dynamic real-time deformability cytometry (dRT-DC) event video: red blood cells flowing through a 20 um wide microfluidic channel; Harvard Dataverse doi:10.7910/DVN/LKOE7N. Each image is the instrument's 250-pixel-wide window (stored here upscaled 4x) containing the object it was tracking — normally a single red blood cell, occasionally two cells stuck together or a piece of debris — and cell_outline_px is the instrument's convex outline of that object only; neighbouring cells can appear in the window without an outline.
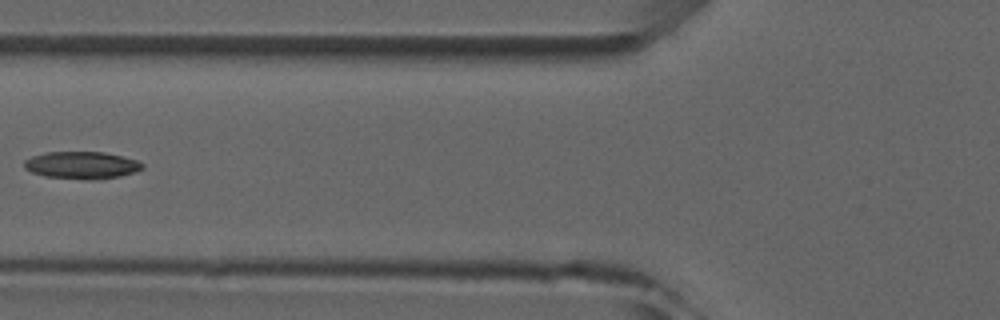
{"species": "common noctule bat (a hibernating species)", "species_latin": "Nyctalus noctula", "temperature_condition": "room temperature", "stored_images_in_passage": 4, "camera_frame_rate_fps": 3000, "um_per_image_px": 0.085, "animal": {"sex": "male", "forearm_length_mm": 52.5}, "frame": {"image": 1, "passage_image": 3, "time_ms": 2.333, "image_size_px": [1000, 320], "cell_outline_px": [[144, 168], [136, 172], [120, 176], [96, 180], [88, 180], [44, 176], [32, 172], [24, 168], [24, 160], [32, 156], [48, 152], [104, 152], [136, 160], [144, 164]], "centroid_in_image_um": [6.96, 14.05], "position_along_channel_um": 118.8, "area_um2": 18.84}}
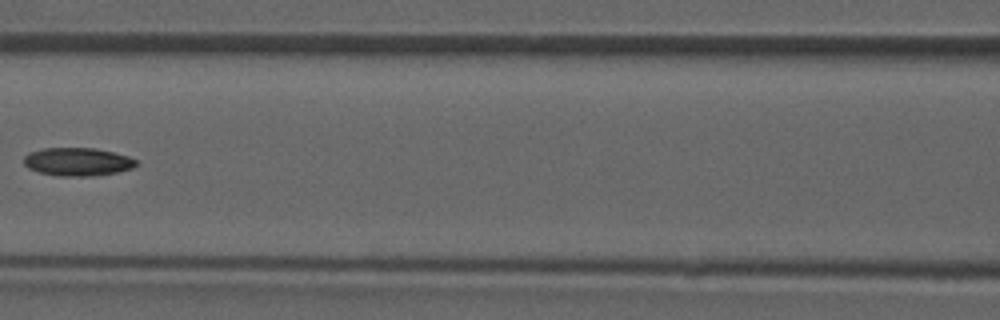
{"frame": {"image": 2, "passage_image": 4, "time_ms": 3.333, "image_size_px": [1000, 320], "cell_outline_px": [[136, 164], [132, 168], [116, 172], [92, 176], [60, 176], [40, 172], [28, 168], [24, 164], [24, 156], [28, 152], [44, 148], [96, 148], [128, 156], [136, 160]], "centroid_in_image_um": [6.56, 13.74], "position_along_channel_um": 160.0, "area_um2": 18.32}}